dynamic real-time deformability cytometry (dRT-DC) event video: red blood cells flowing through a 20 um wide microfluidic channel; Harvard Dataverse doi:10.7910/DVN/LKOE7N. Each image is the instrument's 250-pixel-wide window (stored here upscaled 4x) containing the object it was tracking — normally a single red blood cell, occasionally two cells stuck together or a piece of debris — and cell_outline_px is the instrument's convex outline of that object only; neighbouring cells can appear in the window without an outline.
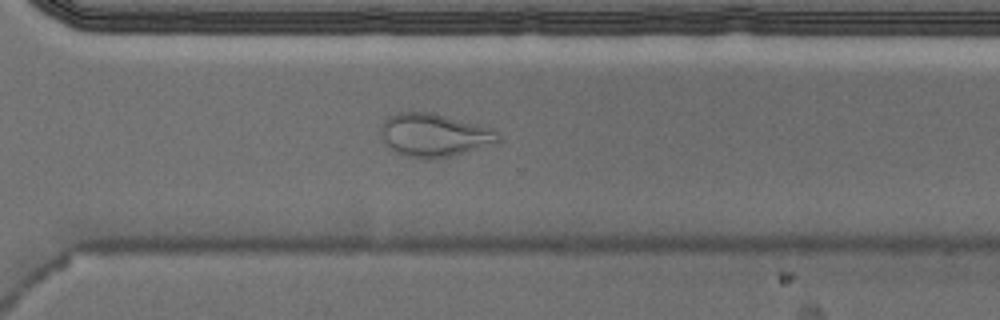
{"species": "Egyptian fruit bat (a non-hibernating species)", "species_latin": "Rousettus aegyptiacus", "temperature_condition": "cold", "stored_images_in_passage": 53, "camera_frame_rate_fps": 3000, "um_per_image_px": 0.085, "animal": {"sex": "male"}, "frame": {"image": 1, "passage_image": 38, "time_ms": 12.333, "image_size_px": [1000, 320], "cell_outline_px": [[500, 140], [452, 156], [432, 160], [424, 160], [408, 156], [396, 152], [388, 148], [380, 132], [380, 128], [384, 120], [388, 116], [396, 112], [432, 112], [484, 124], [496, 128], [500, 132]], "centroid_in_image_um": [36.92, 11.46], "position_along_channel_um": 333.7, "area_um2": 30.06}, "authors_computed_cell_mechanics": {"area_um2": 25.8366, "velocity_mm_per_s": 3.6856, "shape_relaxation_time_tau1_ms": null, "shape_relaxation_time_tau2_ms": 1.6285, "deformation_change_tau1": null, "deformation_change_tau2": 0.0883}}